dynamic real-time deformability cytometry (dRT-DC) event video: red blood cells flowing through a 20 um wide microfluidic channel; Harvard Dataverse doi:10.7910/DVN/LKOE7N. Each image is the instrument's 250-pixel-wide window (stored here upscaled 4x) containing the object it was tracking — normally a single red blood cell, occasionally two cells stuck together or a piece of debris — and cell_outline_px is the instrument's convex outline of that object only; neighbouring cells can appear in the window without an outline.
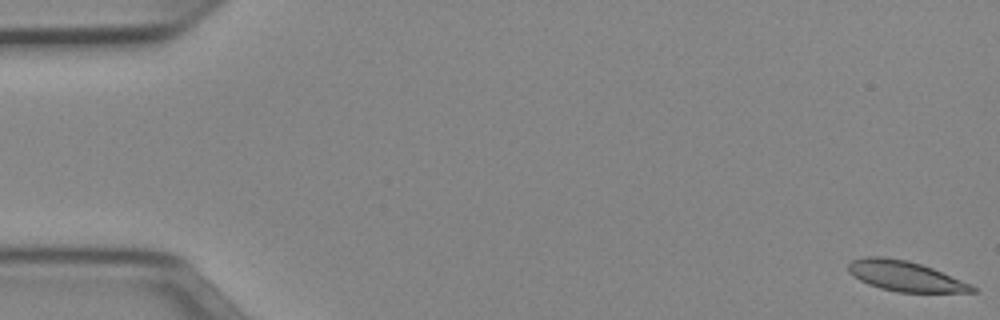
{"species": "Egyptian fruit bat (a non-hibernating species)", "species_latin": "Rousettus aegyptiacus", "temperature_condition": "cold", "stored_images_in_passage": 52, "camera_frame_rate_fps": 3000, "um_per_image_px": 0.085, "animal": {"sex": "female"}, "frame": {"image": 1, "passage_image": 1, "time_ms": 0.0, "image_size_px": [1000, 320], "cell_outline_px": [[976, 292], [896, 292], [880, 288], [868, 284], [860, 280], [848, 272], [848, 264], [852, 260], [864, 256], [884, 256], [908, 260], [932, 268], [972, 284], [976, 288]], "centroid_in_image_um": [76.92, 23.46], "position_along_channel_um": 8.1, "area_um2": 21.85}}
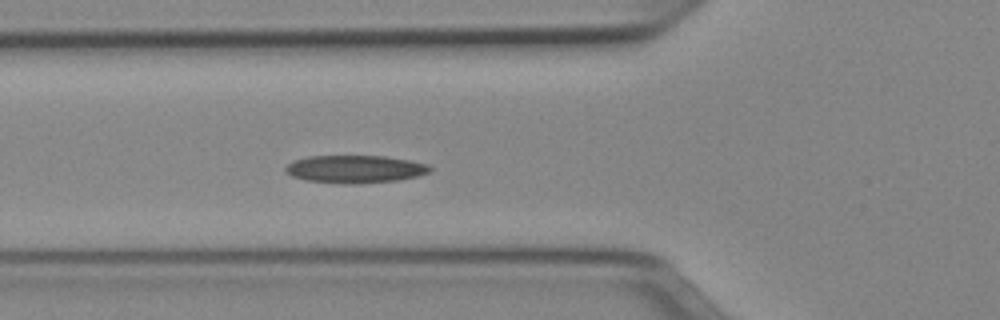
{"frame": {"image": 2, "passage_image": 19, "time_ms": 6.0, "image_size_px": [1000, 320], "cell_outline_px": [[432, 168], [428, 172], [416, 176], [396, 180], [356, 184], [344, 184], [304, 180], [292, 176], [284, 172], [284, 168], [292, 160], [308, 156], [384, 156], [408, 160], [428, 164]], "centroid_in_image_um": [30.11, 14.37], "position_along_channel_um": 95.7, "area_um2": 23.35}}
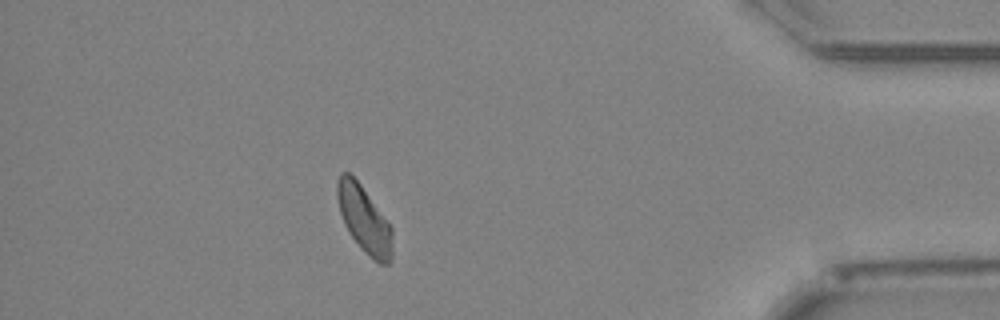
{"frame": {"image": 3, "passage_image": 46, "time_ms": 15.0, "image_size_px": [1000, 320], "cell_outline_px": [[392, 260], [388, 264], [380, 264], [368, 256], [364, 252], [352, 236], [344, 224], [340, 212], [336, 192], [336, 180], [340, 172], [348, 172], [360, 184], [388, 220], [392, 228]], "centroid_in_image_um": [30.96, 18.65], "position_along_channel_um": 404.2, "area_um2": 21.5}, "authors_computed_cell_mechanics": {"area_um2": 22.253, "velocity_mm_per_s": 3.9217, "shape_relaxation_time_tau1_ms": 5.8586, "shape_relaxation_time_tau2_ms": 9.0227, "deformation_change_tau1": 0.1511, "deformation_change_tau2": 0.1691}}